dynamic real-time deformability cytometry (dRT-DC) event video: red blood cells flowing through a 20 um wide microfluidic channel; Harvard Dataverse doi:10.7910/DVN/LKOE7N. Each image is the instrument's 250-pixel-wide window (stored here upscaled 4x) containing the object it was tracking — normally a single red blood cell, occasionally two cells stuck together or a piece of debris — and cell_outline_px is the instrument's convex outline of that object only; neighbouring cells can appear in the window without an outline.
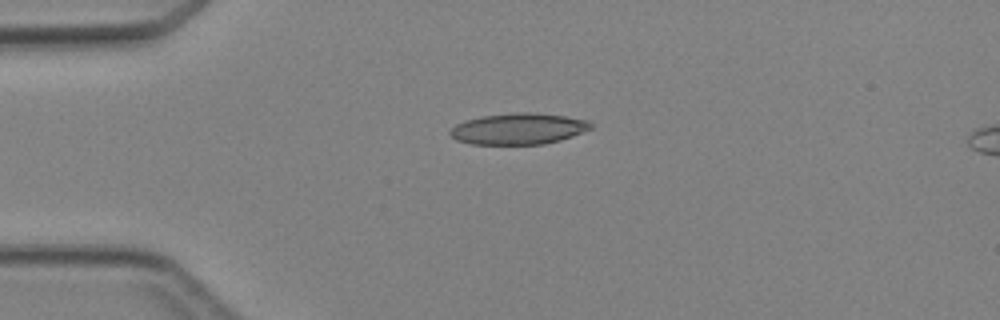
{"species": "Egyptian fruit bat (a non-hibernating species)", "species_latin": "Rousettus aegyptiacus", "temperature_condition": "cold", "stored_images_in_passage": 5, "camera_frame_rate_fps": 3000, "um_per_image_px": 0.085, "animal": {"sex": "female"}, "frame": {"image": 1, "passage_image": 4, "time_ms": 3.333, "image_size_px": [1000, 320], "cell_outline_px": [[592, 128], [572, 136], [560, 140], [544, 144], [472, 144], [456, 140], [448, 132], [456, 124], [464, 120], [480, 116], [516, 112], [528, 112], [564, 116], [588, 120], [592, 124]], "centroid_in_image_um": [44.05, 10.94], "position_along_channel_um": 41.0, "area_um2": 25.55}}